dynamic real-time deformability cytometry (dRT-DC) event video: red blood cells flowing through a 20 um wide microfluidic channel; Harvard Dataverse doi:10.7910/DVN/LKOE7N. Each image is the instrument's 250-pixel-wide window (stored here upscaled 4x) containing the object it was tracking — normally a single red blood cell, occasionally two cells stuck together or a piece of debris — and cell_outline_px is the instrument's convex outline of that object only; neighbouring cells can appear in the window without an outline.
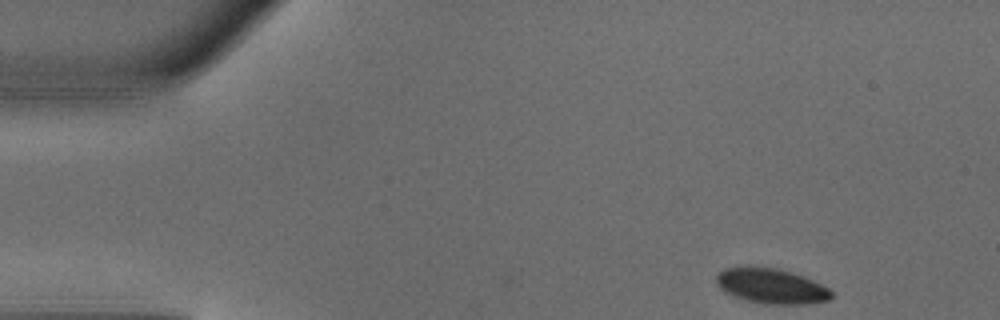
{"species": "common noctule bat (a hibernating species)", "species_latin": "Nyctalus noctula", "temperature_condition": "warm", "stored_images_in_passage": 44, "camera_frame_rate_fps": 3000, "um_per_image_px": 0.085, "animal": {"sex": "male", "body_mass_g": 18.8}, "frame": {"image": 1, "passage_image": 1, "time_ms": 0.0, "image_size_px": [1000, 320], "cell_outline_px": [[836, 296], [828, 300], [808, 304], [768, 304], [748, 300], [724, 292], [716, 284], [716, 276], [724, 268], [776, 268], [804, 276], [828, 288]], "centroid_in_image_um": [65.6, 24.34], "position_along_channel_um": 19.4, "area_um2": 23.12}}
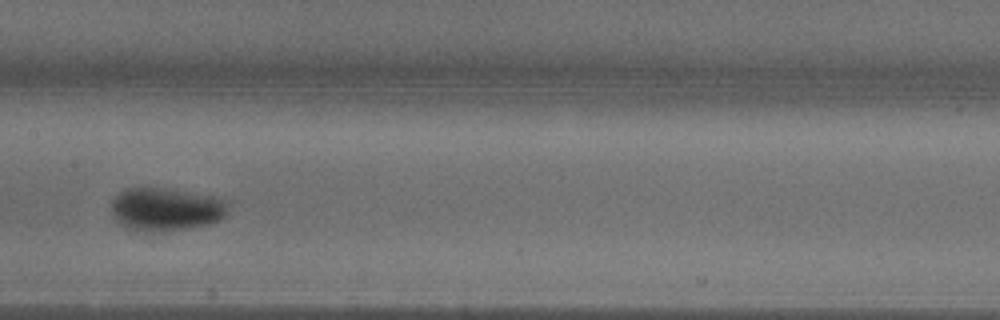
{"frame": {"image": 2, "passage_image": 20, "time_ms": 6.333, "image_size_px": [1000, 320], "cell_outline_px": [[232, 204], [228, 212], [220, 220], [208, 224], [184, 228], [152, 232], [144, 232], [128, 228], [120, 224], [112, 216], [112, 200], [120, 192], [128, 188], [164, 188], [212, 196], [232, 200]], "centroid_in_image_um": [14.15, 17.78], "position_along_channel_um": 193.2, "area_um2": 29.48}}
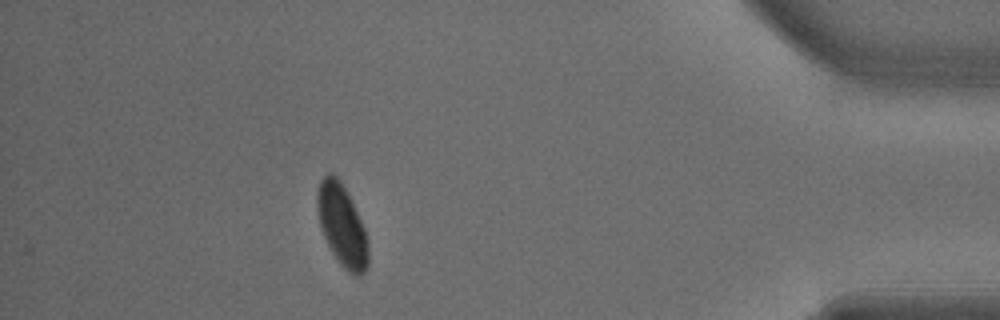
{"frame": {"image": 3, "passage_image": 39, "time_ms": 12.667, "image_size_px": [1000, 320], "cell_outline_px": [[368, 268], [360, 276], [352, 276], [340, 264], [332, 252], [324, 236], [320, 224], [316, 204], [316, 192], [320, 180], [328, 172], [332, 172], [340, 180], [364, 228], [368, 240]], "centroid_in_image_um": [29.06, 19.18], "position_along_channel_um": 406.1, "area_um2": 24.1}, "authors_computed_cell_mechanics": {"area_um2": 26.1545, "velocity_mm_per_s": 4.1333, "shape_relaxation_time_tau1_ms": 4.0062, "shape_relaxation_time_tau2_ms": null, "deformation_change_tau1": 0.1167, "deformation_change_tau2": null}}